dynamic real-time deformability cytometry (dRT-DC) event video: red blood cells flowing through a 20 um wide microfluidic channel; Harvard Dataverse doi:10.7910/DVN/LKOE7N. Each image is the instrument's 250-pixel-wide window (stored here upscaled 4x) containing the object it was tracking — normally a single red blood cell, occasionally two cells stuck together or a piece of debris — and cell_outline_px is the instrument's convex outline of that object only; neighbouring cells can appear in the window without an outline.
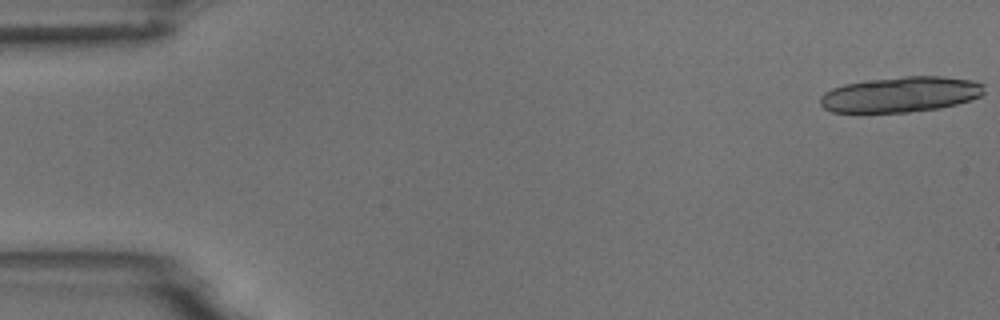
{"species": "common noctule bat (a hibernating species)", "species_latin": "Nyctalus noctula", "temperature_condition": "room temperature", "stored_images_in_passage": 23, "camera_frame_rate_fps": 3000, "um_per_image_px": 0.085, "animal": {"sex": "male", "body_mass_g": 18.8}, "frame": {"image": 1, "passage_image": 1, "time_ms": 0.0, "image_size_px": [1000, 320], "cell_outline_px": [[984, 92], [980, 96], [956, 104], [940, 108], [908, 112], [832, 112], [824, 108], [820, 104], [820, 96], [824, 92], [832, 88], [844, 84], [864, 80], [904, 76], [944, 76], [972, 80], [984, 84]], "centroid_in_image_um": [76.53, 8.02], "position_along_channel_um": 8.5, "area_um2": 34.04}}